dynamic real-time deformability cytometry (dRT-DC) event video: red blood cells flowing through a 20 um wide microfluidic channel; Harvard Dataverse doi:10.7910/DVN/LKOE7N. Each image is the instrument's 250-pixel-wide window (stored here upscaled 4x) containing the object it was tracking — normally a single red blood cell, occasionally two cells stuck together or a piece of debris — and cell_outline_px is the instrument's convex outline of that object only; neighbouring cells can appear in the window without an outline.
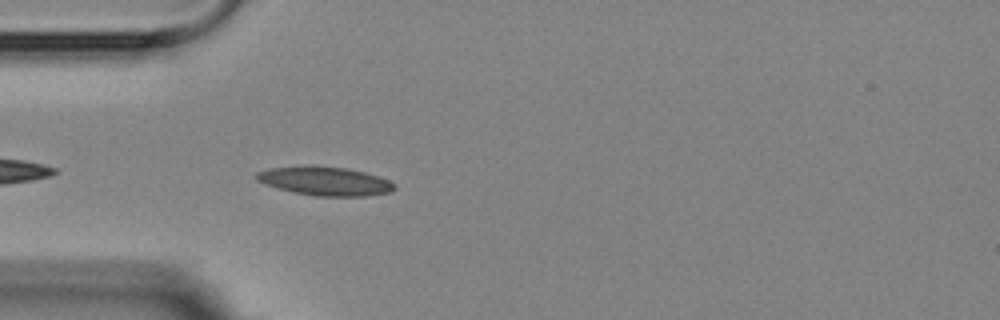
{"species": "Egyptian fruit bat (a non-hibernating species)", "species_latin": "Rousettus aegyptiacus", "temperature_condition": "room temperature", "stored_images_in_passage": 3, "camera_frame_rate_fps": 3000, "um_per_image_px": 0.085, "animal": {"sex": "female"}, "frame": {"image": 1, "passage_image": 3, "time_ms": 2.333, "image_size_px": [1000, 320], "cell_outline_px": [[396, 188], [392, 192], [368, 196], [316, 196], [292, 192], [276, 188], [264, 184], [256, 180], [256, 172], [268, 168], [344, 168], [364, 172], [388, 180], [396, 184]], "centroid_in_image_um": [27.66, 15.44], "position_along_channel_um": 57.3, "area_um2": 22.43}}